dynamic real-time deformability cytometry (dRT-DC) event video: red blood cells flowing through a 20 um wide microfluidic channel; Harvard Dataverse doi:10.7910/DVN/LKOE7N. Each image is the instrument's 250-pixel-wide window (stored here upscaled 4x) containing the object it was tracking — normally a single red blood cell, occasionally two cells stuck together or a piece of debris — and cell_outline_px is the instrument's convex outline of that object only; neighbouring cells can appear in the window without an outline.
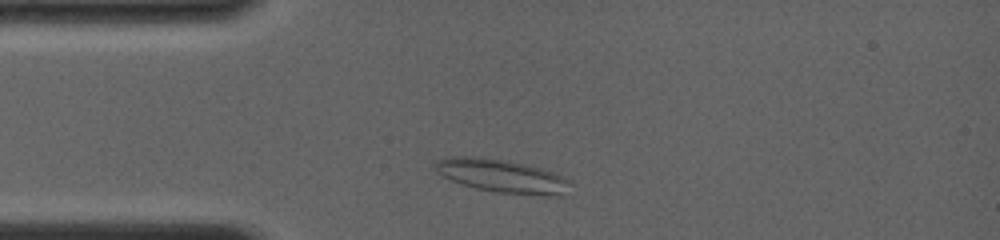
{"species": "common noctule bat (a hibernating species)", "species_latin": "Nyctalus noctula", "temperature_condition": "room temperature", "stored_images_in_passage": 43, "camera_frame_rate_fps": 4000, "um_per_image_px": 0.085, "animal": {"sex": "female", "body_mass_g": 19.0, "forearm_length_mm": 56.7}, "frame": {"image": 1, "passage_image": 5, "time_ms": 1.0, "image_size_px": [1000, 240], "cell_outline_px": [[572, 180], [568, 196], [544, 196], [500, 192], [476, 188], [452, 180], [436, 172], [432, 164], [436, 160], [444, 156], [472, 156], [504, 160], [524, 164], [540, 168], [552, 172]], "centroid_in_image_um": [42.71, 14.96], "position_along_channel_um": 42.3, "area_um2": 26.47}}
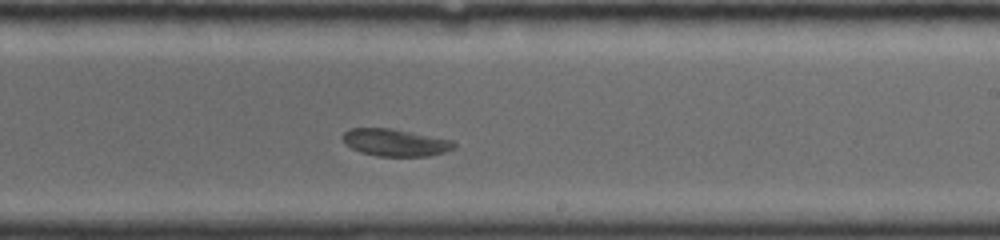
{"frame": {"image": 2, "passage_image": 29, "time_ms": 6.75, "image_size_px": [1000, 240], "cell_outline_px": [[456, 148], [444, 152], [428, 156], [376, 156], [360, 152], [352, 148], [340, 136], [348, 128], [392, 128], [452, 140], [456, 144]], "centroid_in_image_um": [33.6, 12.11], "position_along_channel_um": 255.4, "area_um2": 17.69}}
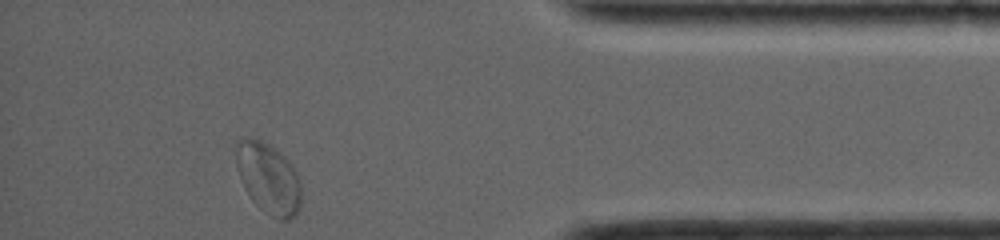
{"frame": {"image": 3, "passage_image": 43, "time_ms": 11.25, "image_size_px": [1000, 240], "cell_outline_px": [[300, 208], [296, 216], [288, 220], [280, 220], [264, 212], [252, 200], [240, 180], [236, 164], [236, 144], [244, 136], [248, 136], [260, 140], [268, 144], [284, 156], [288, 160], [296, 172], [300, 184]], "centroid_in_image_um": [22.81, 15.16], "position_along_channel_um": 412.4, "area_um2": 26.88}}